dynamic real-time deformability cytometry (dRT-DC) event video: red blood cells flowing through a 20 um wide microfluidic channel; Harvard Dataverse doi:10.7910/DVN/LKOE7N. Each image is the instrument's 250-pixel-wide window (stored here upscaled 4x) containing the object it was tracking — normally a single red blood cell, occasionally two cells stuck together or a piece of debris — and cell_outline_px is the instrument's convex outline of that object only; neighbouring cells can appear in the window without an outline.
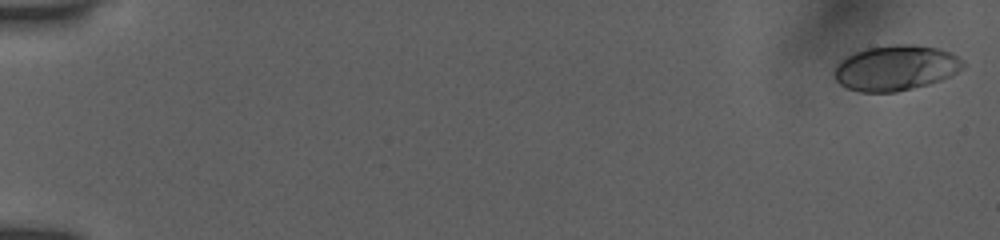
{"species": "human", "species_latin": "Homo sapiens", "temperature_condition": "room temperature", "stored_images_in_passage": 54, "camera_frame_rate_fps": 3000, "um_per_image_px": 0.085, "donor": {"sex": "female"}, "frame": {"image": 1, "passage_image": 1, "time_ms": 0.0, "image_size_px": [1000, 240], "cell_outline_px": [[964, 68], [952, 76], [928, 84], [896, 92], [860, 92], [848, 88], [840, 84], [832, 76], [832, 72], [836, 64], [840, 60], [864, 48], [896, 44], [912, 44], [940, 48], [952, 52], [964, 60]], "centroid_in_image_um": [76.15, 5.76], "position_along_channel_um": 8.9, "area_um2": 34.45}}
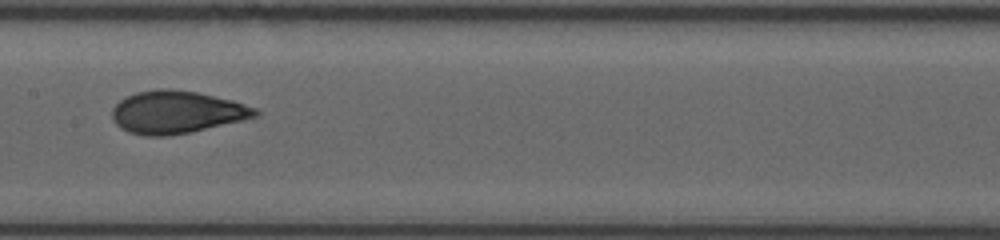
{"frame": {"image": 2, "passage_image": 29, "time_ms": 9.333, "image_size_px": [1000, 240], "cell_outline_px": [[260, 112], [256, 116], [240, 120], [188, 132], [164, 136], [148, 136], [128, 132], [120, 128], [112, 120], [112, 108], [120, 100], [136, 92], [156, 88], [168, 88], [196, 92], [232, 100], [256, 108]], "centroid_in_image_um": [14.95, 9.52], "position_along_channel_um": 192.4, "area_um2": 35.14}}
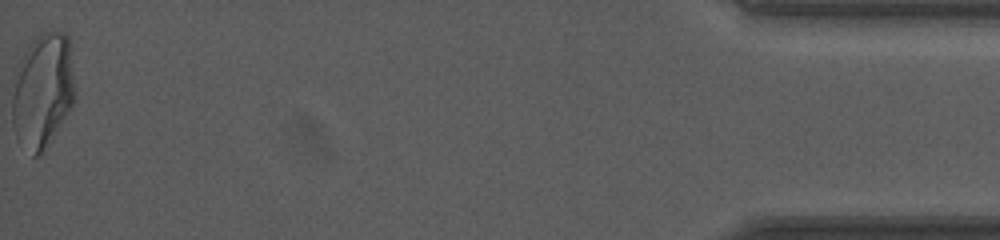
{"frame": {"image": 3, "passage_image": 54, "time_ms": 17.667, "image_size_px": [1000, 240], "cell_outline_px": [[76, 96], [68, 112], [40, 156], [32, 156], [12, 124], [12, 96], [16, 68], [24, 52], [36, 36], [44, 32], [64, 32], [68, 36]], "centroid_in_image_um": [3.64, 7.66], "position_along_channel_um": 431.6, "area_um2": 41.33}, "authors_computed_cell_mechanics": {"area_um2": 34.6222, "velocity_mm_per_s": 3.9093, "shape_relaxation_time_tau1_ms": 3.5496, "shape_relaxation_time_tau2_ms": 0.9926, "deformation_change_tau1": 0.1587, "deformation_change_tau2": 0.0529}}